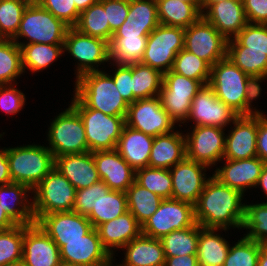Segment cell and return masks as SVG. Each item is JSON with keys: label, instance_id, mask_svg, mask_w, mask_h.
Segmentation results:
<instances>
[{"label": "cell", "instance_id": "44", "mask_svg": "<svg viewBox=\"0 0 267 266\" xmlns=\"http://www.w3.org/2000/svg\"><path fill=\"white\" fill-rule=\"evenodd\" d=\"M135 182L163 199H172V178L169 169L140 168L135 172Z\"/></svg>", "mask_w": 267, "mask_h": 266}, {"label": "cell", "instance_id": "33", "mask_svg": "<svg viewBox=\"0 0 267 266\" xmlns=\"http://www.w3.org/2000/svg\"><path fill=\"white\" fill-rule=\"evenodd\" d=\"M158 19L161 25L188 28L201 16V11L192 3L179 0H156Z\"/></svg>", "mask_w": 267, "mask_h": 266}, {"label": "cell", "instance_id": "43", "mask_svg": "<svg viewBox=\"0 0 267 266\" xmlns=\"http://www.w3.org/2000/svg\"><path fill=\"white\" fill-rule=\"evenodd\" d=\"M172 71L184 77L198 80L202 85H205L209 84L210 81L211 66L183 48L174 59Z\"/></svg>", "mask_w": 267, "mask_h": 266}, {"label": "cell", "instance_id": "65", "mask_svg": "<svg viewBox=\"0 0 267 266\" xmlns=\"http://www.w3.org/2000/svg\"><path fill=\"white\" fill-rule=\"evenodd\" d=\"M179 1L192 3L200 10V0H179Z\"/></svg>", "mask_w": 267, "mask_h": 266}, {"label": "cell", "instance_id": "20", "mask_svg": "<svg viewBox=\"0 0 267 266\" xmlns=\"http://www.w3.org/2000/svg\"><path fill=\"white\" fill-rule=\"evenodd\" d=\"M22 261L27 266H60V249L35 222L24 225Z\"/></svg>", "mask_w": 267, "mask_h": 266}, {"label": "cell", "instance_id": "50", "mask_svg": "<svg viewBox=\"0 0 267 266\" xmlns=\"http://www.w3.org/2000/svg\"><path fill=\"white\" fill-rule=\"evenodd\" d=\"M111 189L103 180H99L93 185L76 191L73 211L87 216L93 208H96L103 195Z\"/></svg>", "mask_w": 267, "mask_h": 266}, {"label": "cell", "instance_id": "7", "mask_svg": "<svg viewBox=\"0 0 267 266\" xmlns=\"http://www.w3.org/2000/svg\"><path fill=\"white\" fill-rule=\"evenodd\" d=\"M76 189L57 168H53L33 189L34 216L73 211Z\"/></svg>", "mask_w": 267, "mask_h": 266}, {"label": "cell", "instance_id": "30", "mask_svg": "<svg viewBox=\"0 0 267 266\" xmlns=\"http://www.w3.org/2000/svg\"><path fill=\"white\" fill-rule=\"evenodd\" d=\"M178 131L154 137L148 167L170 169L186 157V138Z\"/></svg>", "mask_w": 267, "mask_h": 266}, {"label": "cell", "instance_id": "17", "mask_svg": "<svg viewBox=\"0 0 267 266\" xmlns=\"http://www.w3.org/2000/svg\"><path fill=\"white\" fill-rule=\"evenodd\" d=\"M35 222L59 247L63 241L82 239L93 227L85 215L74 211L53 212L44 216H34Z\"/></svg>", "mask_w": 267, "mask_h": 266}, {"label": "cell", "instance_id": "6", "mask_svg": "<svg viewBox=\"0 0 267 266\" xmlns=\"http://www.w3.org/2000/svg\"><path fill=\"white\" fill-rule=\"evenodd\" d=\"M54 119L48 128L47 148L55 158L89 152L83 121L71 105Z\"/></svg>", "mask_w": 267, "mask_h": 266}, {"label": "cell", "instance_id": "16", "mask_svg": "<svg viewBox=\"0 0 267 266\" xmlns=\"http://www.w3.org/2000/svg\"><path fill=\"white\" fill-rule=\"evenodd\" d=\"M240 115L216 97L209 84L203 85L193 98L187 120L192 119L194 126H216L225 129Z\"/></svg>", "mask_w": 267, "mask_h": 266}, {"label": "cell", "instance_id": "46", "mask_svg": "<svg viewBox=\"0 0 267 266\" xmlns=\"http://www.w3.org/2000/svg\"><path fill=\"white\" fill-rule=\"evenodd\" d=\"M242 228L250 231L245 237L260 244H267V202L245 204V218Z\"/></svg>", "mask_w": 267, "mask_h": 266}, {"label": "cell", "instance_id": "52", "mask_svg": "<svg viewBox=\"0 0 267 266\" xmlns=\"http://www.w3.org/2000/svg\"><path fill=\"white\" fill-rule=\"evenodd\" d=\"M106 12L110 31L114 33L126 20L129 12V0H99Z\"/></svg>", "mask_w": 267, "mask_h": 266}, {"label": "cell", "instance_id": "18", "mask_svg": "<svg viewBox=\"0 0 267 266\" xmlns=\"http://www.w3.org/2000/svg\"><path fill=\"white\" fill-rule=\"evenodd\" d=\"M173 167L169 169L172 178V199L195 205L209 180L203 172L208 167L187 157Z\"/></svg>", "mask_w": 267, "mask_h": 266}, {"label": "cell", "instance_id": "14", "mask_svg": "<svg viewBox=\"0 0 267 266\" xmlns=\"http://www.w3.org/2000/svg\"><path fill=\"white\" fill-rule=\"evenodd\" d=\"M64 50L79 61L76 78L87 72L99 71L97 67L101 63L110 61L107 41L82 34L74 27L67 31Z\"/></svg>", "mask_w": 267, "mask_h": 266}, {"label": "cell", "instance_id": "51", "mask_svg": "<svg viewBox=\"0 0 267 266\" xmlns=\"http://www.w3.org/2000/svg\"><path fill=\"white\" fill-rule=\"evenodd\" d=\"M38 3L70 28L76 26L80 12L73 0H39Z\"/></svg>", "mask_w": 267, "mask_h": 266}, {"label": "cell", "instance_id": "66", "mask_svg": "<svg viewBox=\"0 0 267 266\" xmlns=\"http://www.w3.org/2000/svg\"><path fill=\"white\" fill-rule=\"evenodd\" d=\"M5 266H27L23 261L17 262V263H13V264H8Z\"/></svg>", "mask_w": 267, "mask_h": 266}, {"label": "cell", "instance_id": "5", "mask_svg": "<svg viewBox=\"0 0 267 266\" xmlns=\"http://www.w3.org/2000/svg\"><path fill=\"white\" fill-rule=\"evenodd\" d=\"M69 28L39 3H29L23 13L19 30L12 40L18 45L32 43L64 44ZM20 37L27 38L29 41L19 43L17 40Z\"/></svg>", "mask_w": 267, "mask_h": 266}, {"label": "cell", "instance_id": "10", "mask_svg": "<svg viewBox=\"0 0 267 266\" xmlns=\"http://www.w3.org/2000/svg\"><path fill=\"white\" fill-rule=\"evenodd\" d=\"M202 86L198 80L184 77L172 70L163 74L159 97L163 109L175 123L186 122L192 100Z\"/></svg>", "mask_w": 267, "mask_h": 266}, {"label": "cell", "instance_id": "1", "mask_svg": "<svg viewBox=\"0 0 267 266\" xmlns=\"http://www.w3.org/2000/svg\"><path fill=\"white\" fill-rule=\"evenodd\" d=\"M243 194L209 177L204 190L194 205L196 223L203 228H242L245 218ZM230 226V227H229Z\"/></svg>", "mask_w": 267, "mask_h": 266}, {"label": "cell", "instance_id": "23", "mask_svg": "<svg viewBox=\"0 0 267 266\" xmlns=\"http://www.w3.org/2000/svg\"><path fill=\"white\" fill-rule=\"evenodd\" d=\"M224 167L212 175L220 183L238 190L244 195L248 188L256 187L265 163L258 157L242 160L225 159Z\"/></svg>", "mask_w": 267, "mask_h": 266}, {"label": "cell", "instance_id": "61", "mask_svg": "<svg viewBox=\"0 0 267 266\" xmlns=\"http://www.w3.org/2000/svg\"><path fill=\"white\" fill-rule=\"evenodd\" d=\"M77 10L81 13L99 0H73Z\"/></svg>", "mask_w": 267, "mask_h": 266}, {"label": "cell", "instance_id": "62", "mask_svg": "<svg viewBox=\"0 0 267 266\" xmlns=\"http://www.w3.org/2000/svg\"><path fill=\"white\" fill-rule=\"evenodd\" d=\"M256 186H260L267 195V164L264 165Z\"/></svg>", "mask_w": 267, "mask_h": 266}, {"label": "cell", "instance_id": "39", "mask_svg": "<svg viewBox=\"0 0 267 266\" xmlns=\"http://www.w3.org/2000/svg\"><path fill=\"white\" fill-rule=\"evenodd\" d=\"M128 211L126 192L110 190L103 195L96 208L86 216L95 229L107 221L113 220Z\"/></svg>", "mask_w": 267, "mask_h": 266}, {"label": "cell", "instance_id": "60", "mask_svg": "<svg viewBox=\"0 0 267 266\" xmlns=\"http://www.w3.org/2000/svg\"><path fill=\"white\" fill-rule=\"evenodd\" d=\"M17 224L7 215L0 205V230H8Z\"/></svg>", "mask_w": 267, "mask_h": 266}, {"label": "cell", "instance_id": "64", "mask_svg": "<svg viewBox=\"0 0 267 266\" xmlns=\"http://www.w3.org/2000/svg\"><path fill=\"white\" fill-rule=\"evenodd\" d=\"M227 0H200V11L203 14L204 10H207L212 4L219 3Z\"/></svg>", "mask_w": 267, "mask_h": 266}, {"label": "cell", "instance_id": "26", "mask_svg": "<svg viewBox=\"0 0 267 266\" xmlns=\"http://www.w3.org/2000/svg\"><path fill=\"white\" fill-rule=\"evenodd\" d=\"M55 168L71 182L76 190L89 187L100 180L93 152L90 151L56 157Z\"/></svg>", "mask_w": 267, "mask_h": 266}, {"label": "cell", "instance_id": "3", "mask_svg": "<svg viewBox=\"0 0 267 266\" xmlns=\"http://www.w3.org/2000/svg\"><path fill=\"white\" fill-rule=\"evenodd\" d=\"M12 182L27 185L32 190L55 167L52 152L41 145L7 148Z\"/></svg>", "mask_w": 267, "mask_h": 266}, {"label": "cell", "instance_id": "2", "mask_svg": "<svg viewBox=\"0 0 267 266\" xmlns=\"http://www.w3.org/2000/svg\"><path fill=\"white\" fill-rule=\"evenodd\" d=\"M74 94L88 108L126 118L129 104L120 95L112 75L102 70L87 72L76 78Z\"/></svg>", "mask_w": 267, "mask_h": 266}, {"label": "cell", "instance_id": "21", "mask_svg": "<svg viewBox=\"0 0 267 266\" xmlns=\"http://www.w3.org/2000/svg\"><path fill=\"white\" fill-rule=\"evenodd\" d=\"M233 124L234 128L226 136L223 160L224 158L242 160L256 157L258 114L240 115Z\"/></svg>", "mask_w": 267, "mask_h": 266}, {"label": "cell", "instance_id": "41", "mask_svg": "<svg viewBox=\"0 0 267 266\" xmlns=\"http://www.w3.org/2000/svg\"><path fill=\"white\" fill-rule=\"evenodd\" d=\"M23 72L21 48L12 39H0V85L12 84Z\"/></svg>", "mask_w": 267, "mask_h": 266}, {"label": "cell", "instance_id": "40", "mask_svg": "<svg viewBox=\"0 0 267 266\" xmlns=\"http://www.w3.org/2000/svg\"><path fill=\"white\" fill-rule=\"evenodd\" d=\"M147 37H112L109 42L110 60L119 64L141 62Z\"/></svg>", "mask_w": 267, "mask_h": 266}, {"label": "cell", "instance_id": "27", "mask_svg": "<svg viewBox=\"0 0 267 266\" xmlns=\"http://www.w3.org/2000/svg\"><path fill=\"white\" fill-rule=\"evenodd\" d=\"M102 246L114 256L112 248H122L141 234V225L129 212L102 223L97 228Z\"/></svg>", "mask_w": 267, "mask_h": 266}, {"label": "cell", "instance_id": "11", "mask_svg": "<svg viewBox=\"0 0 267 266\" xmlns=\"http://www.w3.org/2000/svg\"><path fill=\"white\" fill-rule=\"evenodd\" d=\"M195 223L193 204L174 199H163L158 210L141 226V233L161 239L174 230L192 227Z\"/></svg>", "mask_w": 267, "mask_h": 266}, {"label": "cell", "instance_id": "13", "mask_svg": "<svg viewBox=\"0 0 267 266\" xmlns=\"http://www.w3.org/2000/svg\"><path fill=\"white\" fill-rule=\"evenodd\" d=\"M126 126L156 137L172 132L175 122L163 109L159 96L137 99L128 105Z\"/></svg>", "mask_w": 267, "mask_h": 266}, {"label": "cell", "instance_id": "35", "mask_svg": "<svg viewBox=\"0 0 267 266\" xmlns=\"http://www.w3.org/2000/svg\"><path fill=\"white\" fill-rule=\"evenodd\" d=\"M18 46L21 48L23 70L30 69L33 73L49 67L65 52L64 44L32 43Z\"/></svg>", "mask_w": 267, "mask_h": 266}, {"label": "cell", "instance_id": "56", "mask_svg": "<svg viewBox=\"0 0 267 266\" xmlns=\"http://www.w3.org/2000/svg\"><path fill=\"white\" fill-rule=\"evenodd\" d=\"M266 75L262 76H249L247 79V85H246V96H245V115H252V114H263L259 112L257 109H254L253 111L251 108L252 101L259 97L262 91L260 87V82L264 79H266ZM257 110V111H256Z\"/></svg>", "mask_w": 267, "mask_h": 266}, {"label": "cell", "instance_id": "63", "mask_svg": "<svg viewBox=\"0 0 267 266\" xmlns=\"http://www.w3.org/2000/svg\"><path fill=\"white\" fill-rule=\"evenodd\" d=\"M257 266H267V244H260V253Z\"/></svg>", "mask_w": 267, "mask_h": 266}, {"label": "cell", "instance_id": "69", "mask_svg": "<svg viewBox=\"0 0 267 266\" xmlns=\"http://www.w3.org/2000/svg\"><path fill=\"white\" fill-rule=\"evenodd\" d=\"M112 261H113V260H111L108 264H106V265H104V266H113V265H112V264H113ZM116 266H120V265H116Z\"/></svg>", "mask_w": 267, "mask_h": 266}, {"label": "cell", "instance_id": "12", "mask_svg": "<svg viewBox=\"0 0 267 266\" xmlns=\"http://www.w3.org/2000/svg\"><path fill=\"white\" fill-rule=\"evenodd\" d=\"M228 40L203 16L185 28L184 49L213 66L227 57Z\"/></svg>", "mask_w": 267, "mask_h": 266}, {"label": "cell", "instance_id": "55", "mask_svg": "<svg viewBox=\"0 0 267 266\" xmlns=\"http://www.w3.org/2000/svg\"><path fill=\"white\" fill-rule=\"evenodd\" d=\"M248 23L267 24V0H242Z\"/></svg>", "mask_w": 267, "mask_h": 266}, {"label": "cell", "instance_id": "15", "mask_svg": "<svg viewBox=\"0 0 267 266\" xmlns=\"http://www.w3.org/2000/svg\"><path fill=\"white\" fill-rule=\"evenodd\" d=\"M224 135V129L220 127L194 126L193 131L185 135L186 157L212 167L217 161L223 160L226 141Z\"/></svg>", "mask_w": 267, "mask_h": 266}, {"label": "cell", "instance_id": "34", "mask_svg": "<svg viewBox=\"0 0 267 266\" xmlns=\"http://www.w3.org/2000/svg\"><path fill=\"white\" fill-rule=\"evenodd\" d=\"M127 208L142 226L159 208L163 198L135 181L127 189Z\"/></svg>", "mask_w": 267, "mask_h": 266}, {"label": "cell", "instance_id": "45", "mask_svg": "<svg viewBox=\"0 0 267 266\" xmlns=\"http://www.w3.org/2000/svg\"><path fill=\"white\" fill-rule=\"evenodd\" d=\"M28 5L24 0L0 1V39H13L16 36Z\"/></svg>", "mask_w": 267, "mask_h": 266}, {"label": "cell", "instance_id": "48", "mask_svg": "<svg viewBox=\"0 0 267 266\" xmlns=\"http://www.w3.org/2000/svg\"><path fill=\"white\" fill-rule=\"evenodd\" d=\"M227 46H245V51L267 52V24L248 23Z\"/></svg>", "mask_w": 267, "mask_h": 266}, {"label": "cell", "instance_id": "53", "mask_svg": "<svg viewBox=\"0 0 267 266\" xmlns=\"http://www.w3.org/2000/svg\"><path fill=\"white\" fill-rule=\"evenodd\" d=\"M118 68L115 69L112 78L114 84L118 89L122 98L128 103L131 104L137 99L133 96L132 93V63L130 64H115Z\"/></svg>", "mask_w": 267, "mask_h": 266}, {"label": "cell", "instance_id": "9", "mask_svg": "<svg viewBox=\"0 0 267 266\" xmlns=\"http://www.w3.org/2000/svg\"><path fill=\"white\" fill-rule=\"evenodd\" d=\"M185 29L159 24L147 37L142 64L162 74L172 70L177 53L184 48Z\"/></svg>", "mask_w": 267, "mask_h": 266}, {"label": "cell", "instance_id": "25", "mask_svg": "<svg viewBox=\"0 0 267 266\" xmlns=\"http://www.w3.org/2000/svg\"><path fill=\"white\" fill-rule=\"evenodd\" d=\"M202 16L227 40L235 37L248 24L242 0L212 4Z\"/></svg>", "mask_w": 267, "mask_h": 266}, {"label": "cell", "instance_id": "22", "mask_svg": "<svg viewBox=\"0 0 267 266\" xmlns=\"http://www.w3.org/2000/svg\"><path fill=\"white\" fill-rule=\"evenodd\" d=\"M93 159L100 180H103L111 190L126 192L135 181L136 171L116 149L94 151Z\"/></svg>", "mask_w": 267, "mask_h": 266}, {"label": "cell", "instance_id": "31", "mask_svg": "<svg viewBox=\"0 0 267 266\" xmlns=\"http://www.w3.org/2000/svg\"><path fill=\"white\" fill-rule=\"evenodd\" d=\"M125 257L120 266H164L165 254L160 239L140 234L123 247Z\"/></svg>", "mask_w": 267, "mask_h": 266}, {"label": "cell", "instance_id": "36", "mask_svg": "<svg viewBox=\"0 0 267 266\" xmlns=\"http://www.w3.org/2000/svg\"><path fill=\"white\" fill-rule=\"evenodd\" d=\"M163 74L140 62L132 63V93L136 99L159 96Z\"/></svg>", "mask_w": 267, "mask_h": 266}, {"label": "cell", "instance_id": "8", "mask_svg": "<svg viewBox=\"0 0 267 266\" xmlns=\"http://www.w3.org/2000/svg\"><path fill=\"white\" fill-rule=\"evenodd\" d=\"M249 75L228 57L211 66L209 85L216 97L239 115H245L246 85Z\"/></svg>", "mask_w": 267, "mask_h": 266}, {"label": "cell", "instance_id": "59", "mask_svg": "<svg viewBox=\"0 0 267 266\" xmlns=\"http://www.w3.org/2000/svg\"><path fill=\"white\" fill-rule=\"evenodd\" d=\"M12 183L9 163L7 160V148L0 150V186Z\"/></svg>", "mask_w": 267, "mask_h": 266}, {"label": "cell", "instance_id": "49", "mask_svg": "<svg viewBox=\"0 0 267 266\" xmlns=\"http://www.w3.org/2000/svg\"><path fill=\"white\" fill-rule=\"evenodd\" d=\"M260 243L245 236L230 247L223 266H257Z\"/></svg>", "mask_w": 267, "mask_h": 266}, {"label": "cell", "instance_id": "4", "mask_svg": "<svg viewBox=\"0 0 267 266\" xmlns=\"http://www.w3.org/2000/svg\"><path fill=\"white\" fill-rule=\"evenodd\" d=\"M71 106L83 121L90 152L116 149L118 139L126 125L125 117L110 116L88 108L75 94Z\"/></svg>", "mask_w": 267, "mask_h": 266}, {"label": "cell", "instance_id": "67", "mask_svg": "<svg viewBox=\"0 0 267 266\" xmlns=\"http://www.w3.org/2000/svg\"><path fill=\"white\" fill-rule=\"evenodd\" d=\"M24 1H26L28 3H38L39 0H24Z\"/></svg>", "mask_w": 267, "mask_h": 266}, {"label": "cell", "instance_id": "57", "mask_svg": "<svg viewBox=\"0 0 267 266\" xmlns=\"http://www.w3.org/2000/svg\"><path fill=\"white\" fill-rule=\"evenodd\" d=\"M256 148L257 156L267 164V117L264 114H258Z\"/></svg>", "mask_w": 267, "mask_h": 266}, {"label": "cell", "instance_id": "54", "mask_svg": "<svg viewBox=\"0 0 267 266\" xmlns=\"http://www.w3.org/2000/svg\"><path fill=\"white\" fill-rule=\"evenodd\" d=\"M25 95L14 84L0 85V108L5 113L16 114L25 105Z\"/></svg>", "mask_w": 267, "mask_h": 266}, {"label": "cell", "instance_id": "47", "mask_svg": "<svg viewBox=\"0 0 267 266\" xmlns=\"http://www.w3.org/2000/svg\"><path fill=\"white\" fill-rule=\"evenodd\" d=\"M24 225L0 230V266L22 261Z\"/></svg>", "mask_w": 267, "mask_h": 266}, {"label": "cell", "instance_id": "68", "mask_svg": "<svg viewBox=\"0 0 267 266\" xmlns=\"http://www.w3.org/2000/svg\"><path fill=\"white\" fill-rule=\"evenodd\" d=\"M60 266H77V265H71V264L61 263Z\"/></svg>", "mask_w": 267, "mask_h": 266}, {"label": "cell", "instance_id": "32", "mask_svg": "<svg viewBox=\"0 0 267 266\" xmlns=\"http://www.w3.org/2000/svg\"><path fill=\"white\" fill-rule=\"evenodd\" d=\"M219 229L203 228L199 225L197 246L198 266H223L230 245L221 235L216 234ZM216 231V232H215Z\"/></svg>", "mask_w": 267, "mask_h": 266}, {"label": "cell", "instance_id": "29", "mask_svg": "<svg viewBox=\"0 0 267 266\" xmlns=\"http://www.w3.org/2000/svg\"><path fill=\"white\" fill-rule=\"evenodd\" d=\"M153 141L154 137L125 125L118 139L116 150L136 171L148 167Z\"/></svg>", "mask_w": 267, "mask_h": 266}, {"label": "cell", "instance_id": "37", "mask_svg": "<svg viewBox=\"0 0 267 266\" xmlns=\"http://www.w3.org/2000/svg\"><path fill=\"white\" fill-rule=\"evenodd\" d=\"M74 28L82 34L102 39L108 43L113 36L104 6L100 1L80 13Z\"/></svg>", "mask_w": 267, "mask_h": 266}, {"label": "cell", "instance_id": "19", "mask_svg": "<svg viewBox=\"0 0 267 266\" xmlns=\"http://www.w3.org/2000/svg\"><path fill=\"white\" fill-rule=\"evenodd\" d=\"M60 257L62 263L77 266H104L113 260L94 227L82 239L63 241Z\"/></svg>", "mask_w": 267, "mask_h": 266}, {"label": "cell", "instance_id": "42", "mask_svg": "<svg viewBox=\"0 0 267 266\" xmlns=\"http://www.w3.org/2000/svg\"><path fill=\"white\" fill-rule=\"evenodd\" d=\"M227 57L249 76H267V52L245 51V46H227Z\"/></svg>", "mask_w": 267, "mask_h": 266}, {"label": "cell", "instance_id": "28", "mask_svg": "<svg viewBox=\"0 0 267 266\" xmlns=\"http://www.w3.org/2000/svg\"><path fill=\"white\" fill-rule=\"evenodd\" d=\"M31 191L27 185L15 182L0 186V205L17 225L35 223L33 202L27 196Z\"/></svg>", "mask_w": 267, "mask_h": 266}, {"label": "cell", "instance_id": "58", "mask_svg": "<svg viewBox=\"0 0 267 266\" xmlns=\"http://www.w3.org/2000/svg\"><path fill=\"white\" fill-rule=\"evenodd\" d=\"M164 266H198L197 255L165 257Z\"/></svg>", "mask_w": 267, "mask_h": 266}, {"label": "cell", "instance_id": "38", "mask_svg": "<svg viewBox=\"0 0 267 266\" xmlns=\"http://www.w3.org/2000/svg\"><path fill=\"white\" fill-rule=\"evenodd\" d=\"M199 237V224L182 230H174L163 236L160 241L165 257L196 255Z\"/></svg>", "mask_w": 267, "mask_h": 266}, {"label": "cell", "instance_id": "24", "mask_svg": "<svg viewBox=\"0 0 267 266\" xmlns=\"http://www.w3.org/2000/svg\"><path fill=\"white\" fill-rule=\"evenodd\" d=\"M159 24L156 0H129L126 20L112 37H148Z\"/></svg>", "mask_w": 267, "mask_h": 266}]
</instances>
